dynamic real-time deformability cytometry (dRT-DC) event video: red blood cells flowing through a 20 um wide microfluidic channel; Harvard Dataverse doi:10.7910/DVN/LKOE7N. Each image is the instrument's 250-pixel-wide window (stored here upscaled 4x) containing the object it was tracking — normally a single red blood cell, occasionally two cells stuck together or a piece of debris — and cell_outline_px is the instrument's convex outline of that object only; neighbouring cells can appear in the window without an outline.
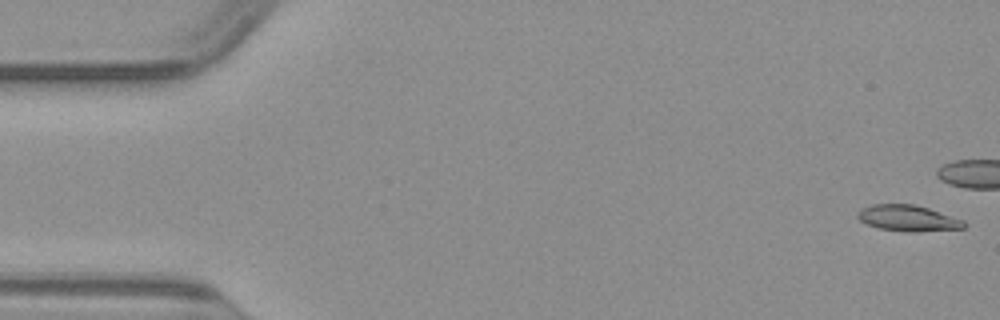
{"species": "common noctule bat (a hibernating species)", "species_latin": "Nyctalus noctula", "temperature_condition": "warm", "stored_images_in_passage": 38, "camera_frame_rate_fps": 3000, "um_per_image_px": 0.085, "animal": {"sex": "male", "body_mass_g": 23.1, "forearm_length_mm": 52.7}, "frame": {"image": 1, "passage_image": 1, "time_ms": 0.0, "image_size_px": [1000, 320], "cell_outline_px": [[968, 224], [964, 228], [912, 232], [880, 228], [868, 224], [860, 220], [856, 216], [864, 208], [872, 204], [912, 204], [928, 208], [964, 220]], "centroid_in_image_um": [77.23, 18.54], "position_along_channel_um": 7.8, "area_um2": 15.84}}
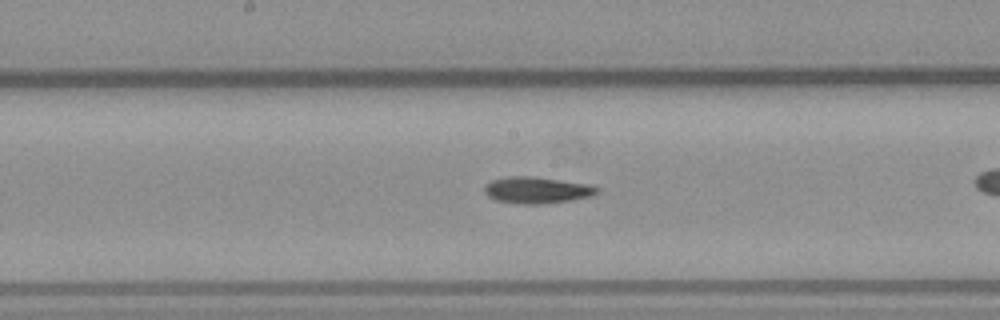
{"frame": {"image": 2, "passage_image": 25, "time_ms": 8.0, "image_size_px": [1000, 320], "cell_outline_px": [[600, 188], [596, 192], [588, 196], [572, 200], [540, 204], [524, 204], [496, 200], [488, 196], [484, 192], [484, 188], [492, 180], [508, 176], [532, 176], [584, 184]], "centroid_in_image_um": [45.57, 16.16], "position_along_channel_um": 202.6, "area_um2": 16.94}}
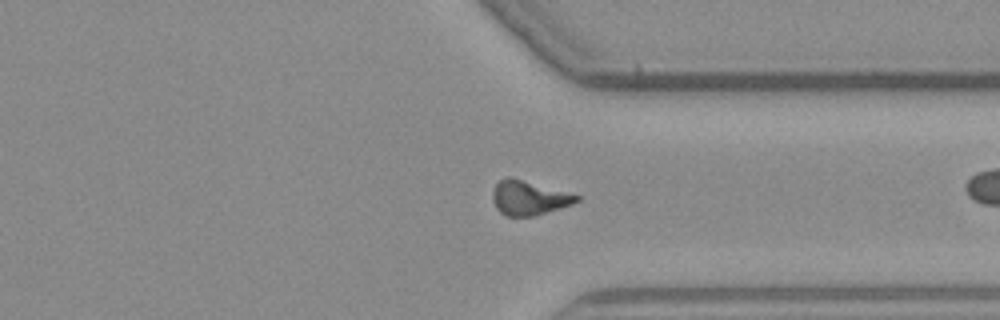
{"frame": {"image": 3, "passage_image": 37, "time_ms": 12.0, "image_size_px": [1000, 320], "cell_outline_px": [[580, 200], [572, 204], [560, 208], [532, 216], [508, 216], [500, 212], [496, 208], [492, 200], [492, 192], [496, 184], [500, 180], [508, 176], [512, 176], [580, 196]], "centroid_in_image_um": [44.92, 16.8], "position_along_channel_um": 366.5, "area_um2": 16.76}}